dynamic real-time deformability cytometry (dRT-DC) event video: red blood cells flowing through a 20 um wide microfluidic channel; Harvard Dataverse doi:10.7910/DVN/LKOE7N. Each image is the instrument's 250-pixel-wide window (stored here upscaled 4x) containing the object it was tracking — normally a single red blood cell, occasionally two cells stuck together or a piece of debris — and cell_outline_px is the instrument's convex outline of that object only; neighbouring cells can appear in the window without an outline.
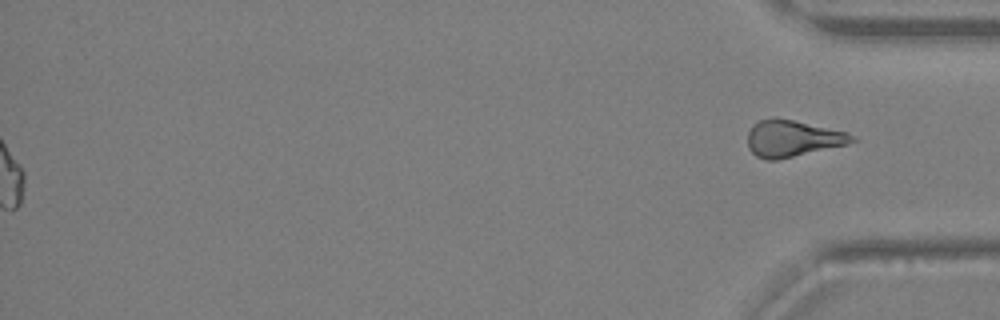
{"species": "Egyptian fruit bat (a non-hibernating species)", "species_latin": "Rousettus aegyptiacus", "temperature_condition": "warm", "stored_images_in_passage": 36, "segment_of_instrument_passage": [2, 2], "camera_frame_rate_fps": 3000, "um_per_image_px": 0.085, "animal": {"sex": "female"}, "frame": {"image": 1, "passage_image": 36, "time_ms": 11.667, "image_size_px": [1000, 320], "cell_outline_px": [[860, 140], [848, 144], [776, 160], [768, 160], [756, 156], [748, 148], [748, 132], [752, 124], [760, 120], [772, 116], [792, 120], [844, 132]], "centroid_in_image_um": [67.31, 11.77], "position_along_channel_um": 367.9, "area_um2": 22.02}}